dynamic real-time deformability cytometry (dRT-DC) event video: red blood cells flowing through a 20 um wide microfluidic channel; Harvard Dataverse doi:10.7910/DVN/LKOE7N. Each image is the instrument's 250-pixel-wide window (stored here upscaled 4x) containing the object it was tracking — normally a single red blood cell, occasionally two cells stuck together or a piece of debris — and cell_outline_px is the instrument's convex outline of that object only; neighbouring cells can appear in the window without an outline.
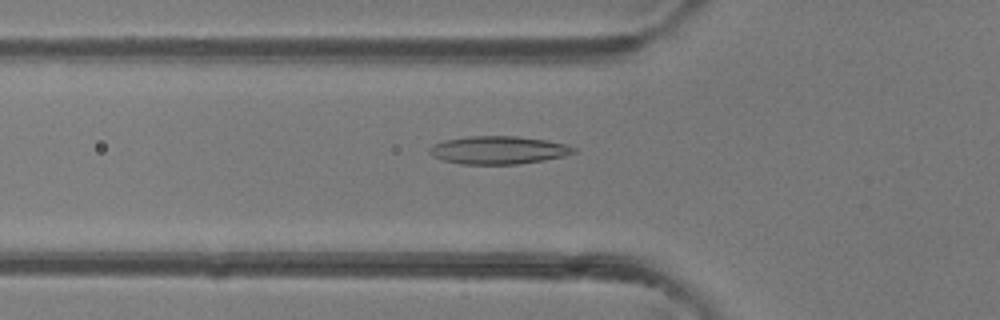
{"species": "common noctule bat (a hibernating species)", "species_latin": "Nyctalus noctula", "temperature_condition": "room temperature", "stored_images_in_passage": 46, "camera_frame_rate_fps": 3000, "um_per_image_px": 0.085, "animal": {"sex": "female"}, "frame": {"image": 1, "passage_image": 16, "time_ms": 5.0, "image_size_px": [1000, 320], "cell_outline_px": [[576, 152], [564, 156], [544, 160], [520, 164], [460, 164], [444, 160], [432, 156], [428, 152], [428, 148], [432, 144], [444, 140], [468, 136], [516, 136], [548, 140], [568, 144], [576, 148]], "centroid_in_image_um": [42.37, 12.75], "position_along_channel_um": 83.4, "area_um2": 23.76}}
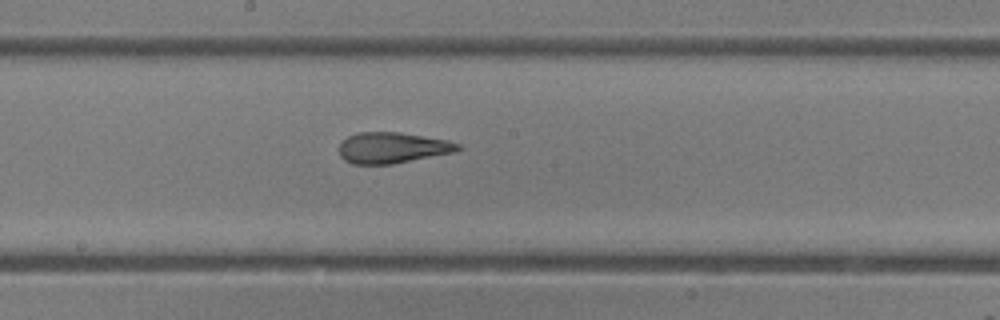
{"frame": {"image": 2, "passage_image": 25, "time_ms": 8.0, "image_size_px": [1000, 320], "cell_outline_px": [[464, 148], [456, 152], [392, 164], [352, 164], [344, 160], [340, 156], [340, 144], [348, 136], [360, 132], [400, 132], [448, 140], [460, 144]], "centroid_in_image_um": [33.39, 12.56], "position_along_channel_um": 214.8, "area_um2": 21.5}}
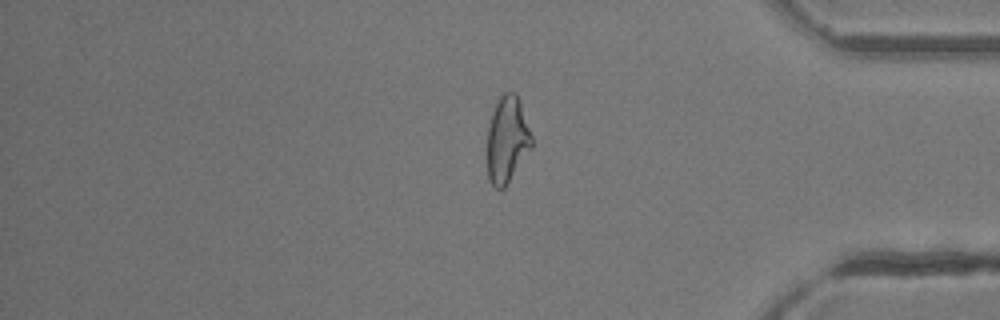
{"frame": {"image": 3, "passage_image": 39, "time_ms": 12.667, "image_size_px": [1000, 320], "cell_outline_px": [[532, 148], [504, 188], [496, 188], [488, 180], [488, 128], [492, 112], [500, 96], [504, 92], [516, 92], [520, 100], [532, 136]], "centroid_in_image_um": [43.12, 11.85], "position_along_channel_um": 392.1, "area_um2": 22.31}, "authors_computed_cell_mechanics": {"area_um2": 22.8021, "velocity_mm_per_s": 4.349, "shape_relaxation_time_tau1_ms": 11.1516, "shape_relaxation_time_tau2_ms": 1.2993, "deformation_change_tau1": 0.3128, "deformation_change_tau2": 0.0929}}